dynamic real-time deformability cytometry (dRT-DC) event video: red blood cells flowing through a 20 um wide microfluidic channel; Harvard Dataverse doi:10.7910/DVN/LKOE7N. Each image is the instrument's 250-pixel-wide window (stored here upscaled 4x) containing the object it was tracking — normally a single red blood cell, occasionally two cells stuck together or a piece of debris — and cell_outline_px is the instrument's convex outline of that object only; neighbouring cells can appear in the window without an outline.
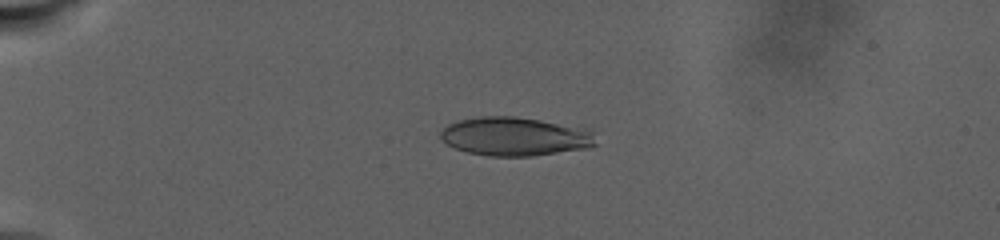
{"species": "human", "species_latin": "Homo sapiens", "temperature_condition": "warm", "stored_images_in_passage": 82, "camera_frame_rate_fps": 3000, "um_per_image_px": 0.085, "donor": {"sex": "male"}, "frame": {"image": 1, "passage_image": 30, "time_ms": 8.333, "image_size_px": [1000, 240], "cell_outline_px": [[596, 144], [588, 148], [532, 156], [488, 156], [468, 152], [456, 148], [448, 144], [440, 136], [440, 132], [448, 124], [460, 120], [480, 116], [516, 116], [580, 124], [592, 128]], "centroid_in_image_um": [43.9, 11.57], "position_along_channel_um": 41.1, "area_um2": 35.78}}
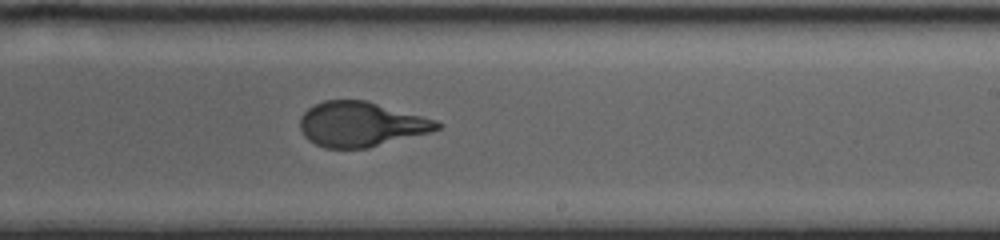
{"frame": {"image": 2, "passage_image": 59, "time_ms": 20.0, "image_size_px": [1000, 240], "cell_outline_px": [[444, 124], [440, 128], [428, 132], [368, 148], [324, 148], [308, 140], [304, 136], [300, 128], [300, 116], [308, 108], [324, 100], [364, 100], [436, 120]], "centroid_in_image_um": [30.64, 10.56], "position_along_channel_um": 258.4, "area_um2": 35.43}}
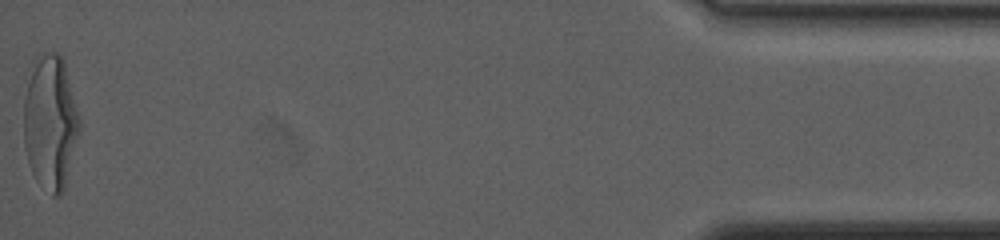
{"frame": {"image": 3, "passage_image": 82, "time_ms": 30.667, "image_size_px": [1000, 240], "cell_outline_px": [[80, 132], [64, 188], [60, 196], [52, 196], [36, 180], [32, 172], [28, 160], [24, 144], [24, 96], [36, 56], [44, 52], [56, 52], [64, 60], [80, 116]], "centroid_in_image_um": [4.3, 10.39], "position_along_channel_um": 430.9, "area_um2": 43.75}, "authors_computed_cell_mechanics": {"area_um2": 36.3562, "velocity_mm_per_s": 2.3606, "shape_relaxation_time_tau1_ms": 8.5677, "shape_relaxation_time_tau2_ms": null, "deformation_change_tau1": 0.2592, "deformation_change_tau2": null}}